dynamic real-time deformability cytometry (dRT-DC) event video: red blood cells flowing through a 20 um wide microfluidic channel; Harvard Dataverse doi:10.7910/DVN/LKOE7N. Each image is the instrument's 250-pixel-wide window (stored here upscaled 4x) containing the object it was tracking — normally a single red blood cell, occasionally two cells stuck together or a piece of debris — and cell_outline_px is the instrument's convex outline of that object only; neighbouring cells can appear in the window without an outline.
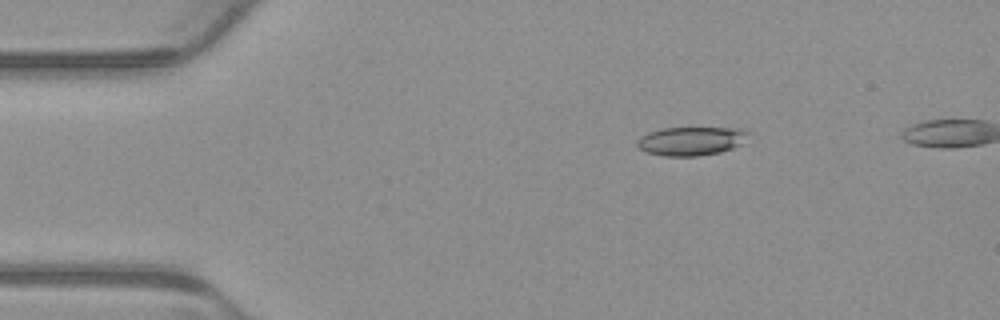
{"species": "common noctule bat (a hibernating species)", "species_latin": "Nyctalus noctula", "temperature_condition": "warm", "stored_images_in_passage": 4, "camera_frame_rate_fps": 3000, "um_per_image_px": 0.085, "animal": {"sex": "male", "body_mass_g": 23.1, "forearm_length_mm": 52.7}, "frame": {"image": 1, "passage_image": 1, "time_ms": 0.0, "image_size_px": [1000, 320], "cell_outline_px": [[752, 132], [740, 144], [732, 148], [720, 152], [696, 156], [664, 156], [644, 152], [636, 144], [636, 140], [648, 132], [664, 128], [740, 128]], "centroid_in_image_um": [58.74, 11.98], "position_along_channel_um": 26.3, "area_um2": 18.61}}